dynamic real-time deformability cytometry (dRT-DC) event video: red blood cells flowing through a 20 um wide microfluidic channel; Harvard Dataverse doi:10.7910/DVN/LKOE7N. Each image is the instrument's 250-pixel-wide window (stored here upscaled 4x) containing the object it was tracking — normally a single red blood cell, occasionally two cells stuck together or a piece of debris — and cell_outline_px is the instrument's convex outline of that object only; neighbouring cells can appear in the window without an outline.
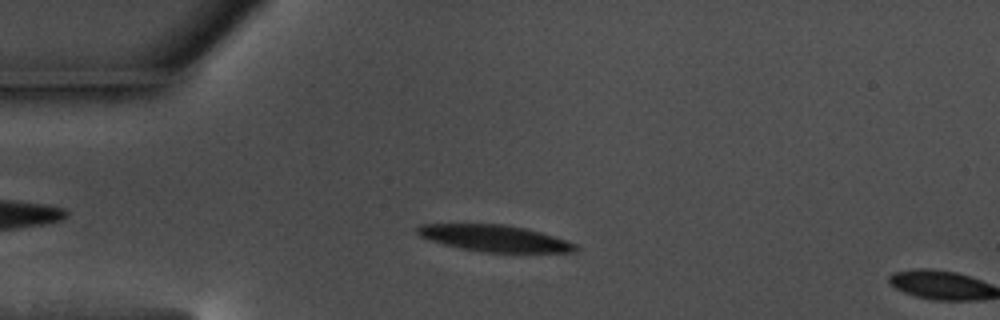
{"species": "common noctule bat (a hibernating species)", "species_latin": "Nyctalus noctula", "temperature_condition": "warm", "stored_images_in_passage": 9, "camera_frame_rate_fps": 3000, "um_per_image_px": 0.085, "animal": {"sex": "male", "body_mass_g": 17.5, "forearm_length_mm": 52.3}, "frame": {"image": 1, "passage_image": 8, "time_ms": 2.333, "image_size_px": [1000, 320], "cell_outline_px": [[580, 248], [576, 252], [484, 252], [460, 248], [444, 244], [420, 236], [416, 232], [416, 228], [420, 224], [504, 224], [524, 228], [540, 232], [576, 244]], "centroid_in_image_um": [42.04, 20.25], "position_along_channel_um": 43.0, "area_um2": 24.16}}